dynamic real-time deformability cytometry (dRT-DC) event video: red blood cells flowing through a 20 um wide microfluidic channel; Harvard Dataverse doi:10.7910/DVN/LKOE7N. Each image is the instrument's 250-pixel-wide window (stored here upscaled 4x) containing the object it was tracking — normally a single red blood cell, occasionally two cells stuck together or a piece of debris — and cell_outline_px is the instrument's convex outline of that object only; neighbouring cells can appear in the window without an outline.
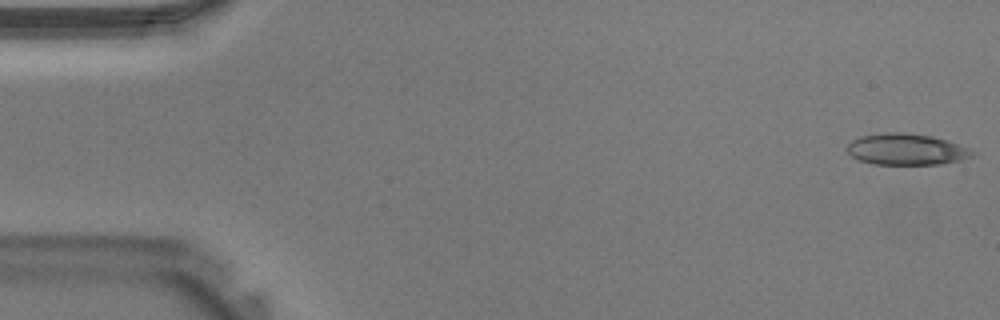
{"species": "Egyptian fruit bat (a non-hibernating species)", "species_latin": "Rousettus aegyptiacus", "temperature_condition": "warm", "stored_images_in_passage": 40, "camera_frame_rate_fps": 3000, "um_per_image_px": 0.085, "animal": {"sex": "male"}, "frame": {"image": 1, "passage_image": 1, "time_ms": 0.0, "image_size_px": [1000, 320], "cell_outline_px": [[976, 156], [960, 160], [940, 164], [872, 164], [860, 160], [852, 156], [844, 148], [852, 140], [860, 136], [884, 132], [904, 132], [932, 136], [948, 140], [968, 148]], "centroid_in_image_um": [77.02, 12.68], "position_along_channel_um": 8.0, "area_um2": 22.95}}
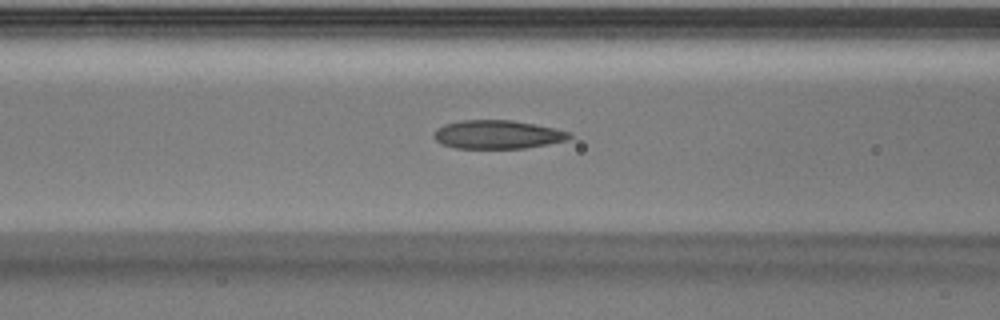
{"frame": {"image": 2, "passage_image": 16, "time_ms": 5.0, "image_size_px": [1000, 320], "cell_outline_px": [[572, 136], [568, 140], [548, 144], [524, 148], [456, 148], [440, 144], [432, 136], [436, 128], [444, 124], [464, 120], [512, 120], [572, 132]], "centroid_in_image_um": [42.26, 11.44], "position_along_channel_um": 124.3, "area_um2": 22.54}}
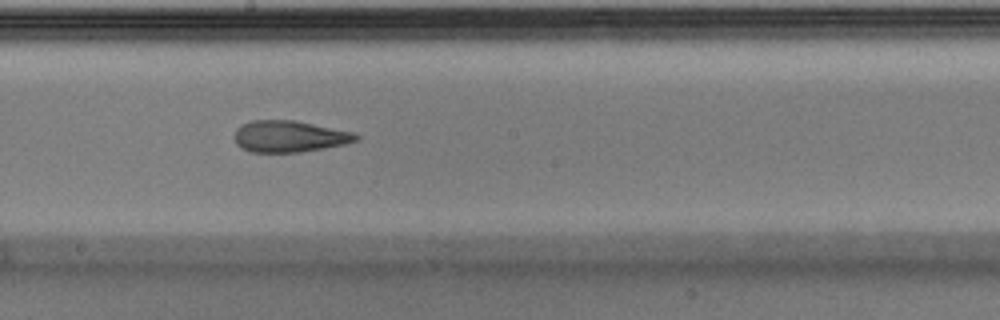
{"frame": {"image": 3, "passage_image": 22, "time_ms": 7.0, "image_size_px": [1000, 320], "cell_outline_px": [[360, 140], [344, 144], [324, 148], [300, 152], [252, 152], [236, 144], [236, 128], [240, 124], [252, 120], [292, 120], [352, 132], [360, 136]], "centroid_in_image_um": [24.59, 11.59], "position_along_channel_um": 223.6, "area_um2": 22.08}}